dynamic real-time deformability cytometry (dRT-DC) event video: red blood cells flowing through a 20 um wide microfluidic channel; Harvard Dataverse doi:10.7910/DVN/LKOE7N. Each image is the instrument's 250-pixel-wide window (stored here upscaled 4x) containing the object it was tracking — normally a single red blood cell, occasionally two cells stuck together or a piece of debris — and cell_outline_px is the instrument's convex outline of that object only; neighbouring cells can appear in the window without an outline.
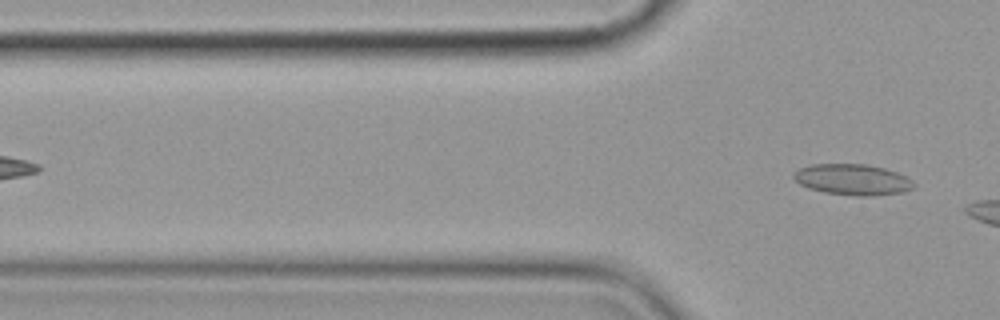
{"species": "common noctule bat (a hibernating species)", "species_latin": "Nyctalus noctula", "temperature_condition": "cold", "stored_images_in_passage": 4, "camera_frame_rate_fps": 3000, "um_per_image_px": 0.085, "animal": {"sex": "female", "body_mass_g": 19.9}, "frame": {"image": 1, "passage_image": 4, "time_ms": 3.667, "image_size_px": [1000, 320], "cell_outline_px": [[916, 184], [912, 188], [904, 192], [872, 196], [856, 196], [824, 192], [808, 188], [800, 184], [792, 176], [792, 172], [800, 168], [812, 164], [864, 164], [884, 168], [896, 172], [912, 180]], "centroid_in_image_um": [72.46, 15.27], "position_along_channel_um": 53.3, "area_um2": 21.68}}